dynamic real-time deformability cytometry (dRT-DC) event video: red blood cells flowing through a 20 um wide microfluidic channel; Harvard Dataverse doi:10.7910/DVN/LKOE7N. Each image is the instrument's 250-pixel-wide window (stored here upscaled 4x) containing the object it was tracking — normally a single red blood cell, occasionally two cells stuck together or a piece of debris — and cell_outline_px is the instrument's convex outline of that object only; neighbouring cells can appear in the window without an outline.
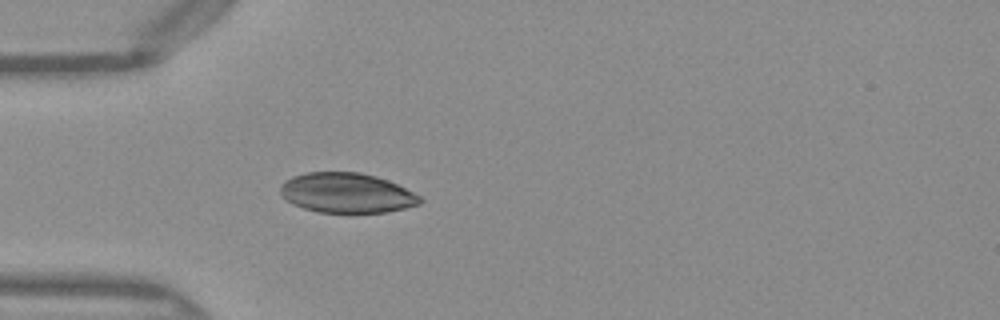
{"species": "Egyptian fruit bat (a non-hibernating species)", "species_latin": "Rousettus aegyptiacus", "temperature_condition": "warm", "stored_images_in_passage": 25, "camera_frame_rate_fps": 3000, "um_per_image_px": 0.085, "frame": {"image": 1, "passage_image": 1, "time_ms": 0.0, "image_size_px": [1000, 320], "cell_outline_px": [[424, 200], [420, 204], [404, 208], [384, 212], [316, 212], [292, 204], [280, 196], [280, 184], [284, 180], [292, 176], [308, 172], [360, 172], [376, 176], [388, 180], [420, 196]], "centroid_in_image_um": [29.42, 16.39], "position_along_channel_um": 55.6, "area_um2": 32.54}}
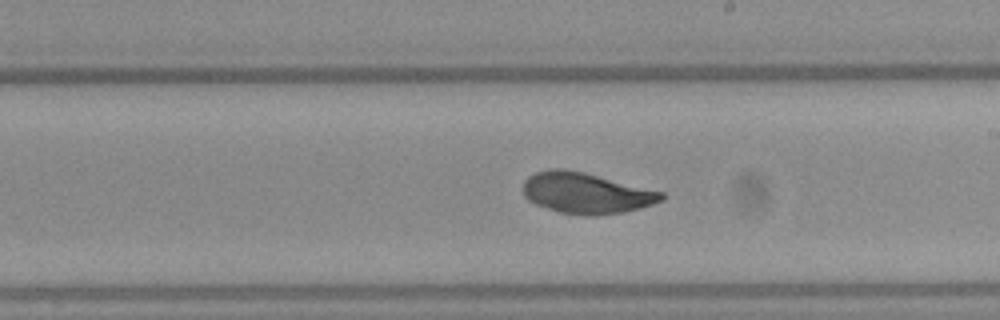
{"frame": {"image": 2, "passage_image": 15, "time_ms": 4.667, "image_size_px": [1000, 320], "cell_outline_px": [[664, 200], [640, 208], [624, 212], [596, 216], [588, 216], [560, 212], [536, 204], [528, 200], [524, 196], [524, 180], [528, 176], [536, 172], [552, 168], [564, 168], [584, 172], [664, 192]], "centroid_in_image_um": [49.83, 16.41], "position_along_channel_um": 239.2, "area_um2": 33.0}}
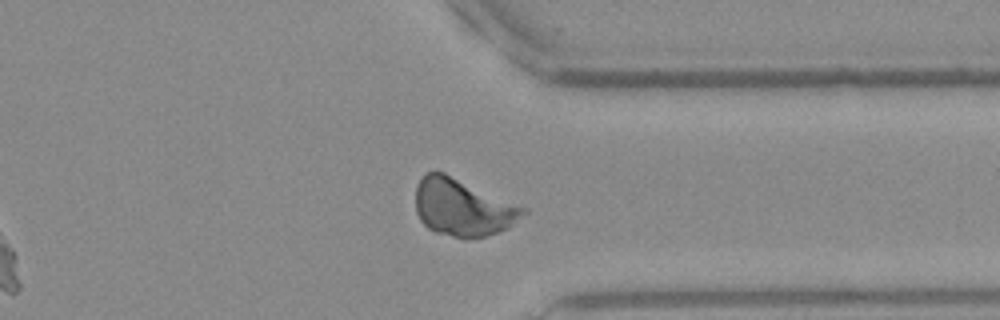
{"frame": {"image": 3, "passage_image": 25, "time_ms": 8.0, "image_size_px": [1000, 320], "cell_outline_px": [[528, 212], [508, 228], [488, 236], [452, 236], [436, 232], [428, 228], [420, 220], [416, 212], [416, 184], [428, 172], [436, 168], [528, 208]], "centroid_in_image_um": [39.34, 17.58], "position_along_channel_um": 372.1, "area_um2": 36.01}}